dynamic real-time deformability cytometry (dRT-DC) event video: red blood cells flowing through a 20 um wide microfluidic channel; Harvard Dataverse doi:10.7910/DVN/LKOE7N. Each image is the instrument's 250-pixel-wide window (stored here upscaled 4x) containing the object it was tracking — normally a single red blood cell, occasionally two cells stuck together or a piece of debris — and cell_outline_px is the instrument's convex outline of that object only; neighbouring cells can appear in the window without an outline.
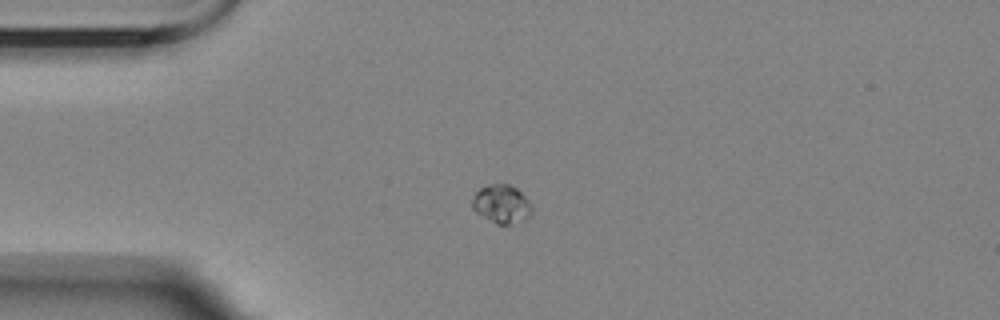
{"species": "Egyptian fruit bat (a non-hibernating species)", "species_latin": "Rousettus aegyptiacus", "temperature_condition": "room temperature", "stored_images_in_passage": 2, "camera_frame_rate_fps": 3000, "um_per_image_px": 0.085, "animal": {"sex": "female"}, "frame": {"image": 1, "passage_image": 1, "time_ms": 0.0, "image_size_px": [1000, 320], "cell_outline_px": [[532, 212], [524, 220], [512, 224], [496, 224], [476, 212], [472, 208], [472, 200], [476, 192], [480, 188], [488, 184], [508, 184], [516, 188], [528, 200], [532, 208]], "centroid_in_image_um": [42.62, 17.34], "position_along_channel_um": 42.4, "area_um2": 13.24}}